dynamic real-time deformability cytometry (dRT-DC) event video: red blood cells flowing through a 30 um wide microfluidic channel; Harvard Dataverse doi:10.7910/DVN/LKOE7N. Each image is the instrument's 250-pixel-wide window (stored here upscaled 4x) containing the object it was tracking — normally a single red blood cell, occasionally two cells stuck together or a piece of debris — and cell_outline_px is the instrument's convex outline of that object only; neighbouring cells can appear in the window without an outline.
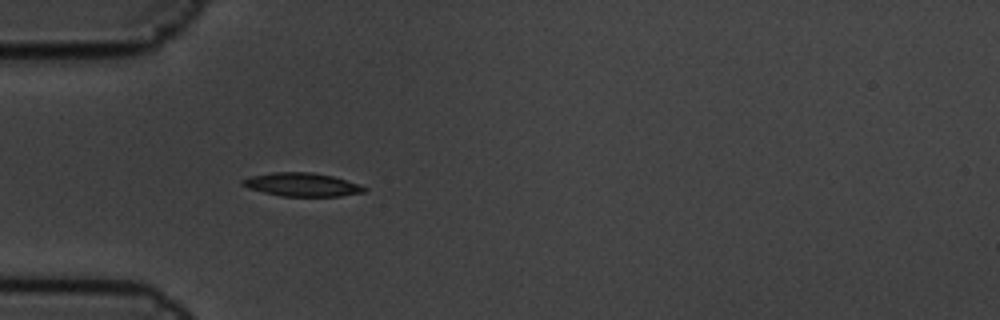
{"species": "common noctule bat (a hibernating species)", "species_latin": "Nyctalus noctula", "temperature_condition": "cold", "stored_images_in_passage": 1, "camera_frame_rate_fps": 3000, "um_per_image_px": 0.085, "animal": {"sex": "male", "body_mass_g": 19.5, "forearm_length_mm": 54.6}, "frame": {"image": 1, "passage_image": 1, "time_ms": 0.0, "image_size_px": [1000, 320], "cell_outline_px": [[368, 188], [364, 192], [340, 196], [280, 196], [248, 188], [240, 184], [240, 180], [252, 176], [272, 172], [312, 172], [332, 176]], "centroid_in_image_um": [25.61, 15.69], "position_along_channel_um": 59.4, "area_um2": 16.47}}